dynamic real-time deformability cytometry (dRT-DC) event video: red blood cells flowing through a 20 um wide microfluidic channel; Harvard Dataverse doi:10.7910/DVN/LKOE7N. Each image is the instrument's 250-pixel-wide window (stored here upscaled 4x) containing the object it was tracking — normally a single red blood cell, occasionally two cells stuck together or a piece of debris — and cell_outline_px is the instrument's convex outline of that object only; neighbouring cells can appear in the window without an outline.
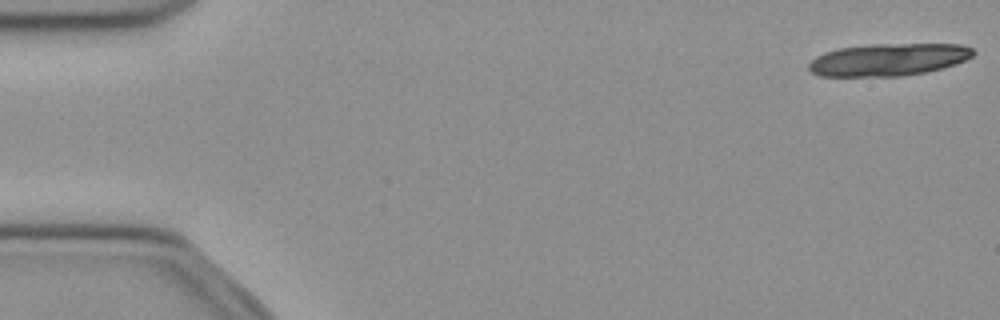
{"species": "common noctule bat (a hibernating species)", "species_latin": "Nyctalus noctula", "temperature_condition": "cold", "stored_images_in_passage": 17, "camera_frame_rate_fps": 3000, "um_per_image_px": 0.085, "animal": {"sex": "female", "body_mass_g": 21.9}, "frame": {"image": 1, "passage_image": 1, "time_ms": 0.0, "image_size_px": [1000, 320], "cell_outline_px": [[976, 52], [972, 56], [956, 64], [924, 72], [900, 76], [820, 76], [808, 72], [808, 64], [816, 56], [824, 52], [840, 48], [872, 44], [964, 44], [972, 48]], "centroid_in_image_um": [75.49, 5.06], "position_along_channel_um": 9.5, "area_um2": 31.04}}